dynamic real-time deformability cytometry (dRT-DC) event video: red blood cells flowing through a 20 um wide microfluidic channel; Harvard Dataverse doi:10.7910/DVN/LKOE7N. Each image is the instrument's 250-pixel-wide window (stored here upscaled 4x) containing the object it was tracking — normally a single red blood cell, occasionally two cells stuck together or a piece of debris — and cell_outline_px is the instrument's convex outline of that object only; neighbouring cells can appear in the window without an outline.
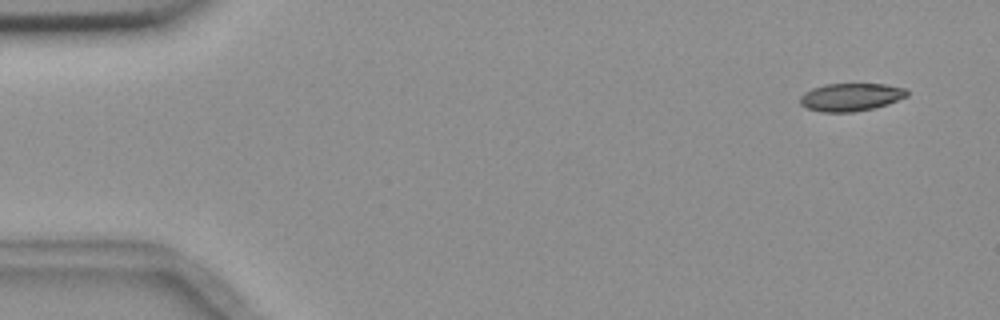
{"species": "common noctule bat (a hibernating species)", "species_latin": "Nyctalus noctula", "temperature_condition": "room temperature", "stored_images_in_passage": 5, "camera_frame_rate_fps": 3000, "um_per_image_px": 0.085, "animal": {"sex": "female", "body_mass_g": 18.4}, "frame": {"image": 1, "passage_image": 1, "time_ms": 0.0, "image_size_px": [1000, 320], "cell_outline_px": [[908, 96], [888, 104], [872, 108], [852, 112], [820, 112], [808, 108], [800, 104], [800, 96], [804, 92], [812, 88], [824, 84], [884, 84], [904, 88], [908, 92]], "centroid_in_image_um": [72.3, 8.25], "position_along_channel_um": 12.7, "area_um2": 17.34}}
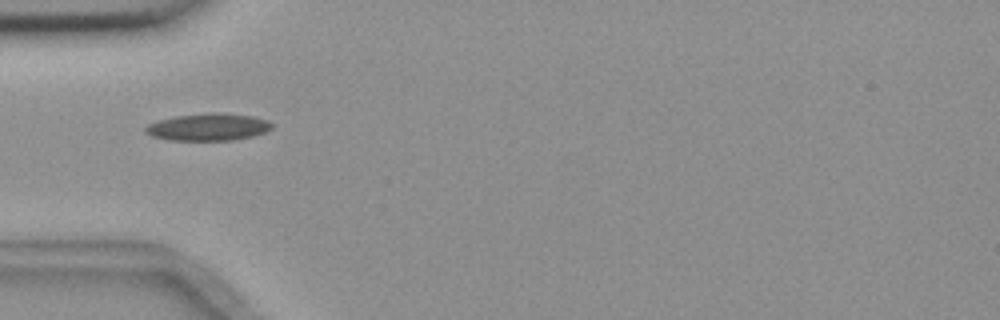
{"frame": {"image": 2, "passage_image": 5, "time_ms": 4.667, "image_size_px": [1000, 320], "cell_outline_px": [[272, 128], [264, 132], [252, 136], [232, 140], [168, 140], [152, 136], [144, 132], [144, 128], [148, 124], [160, 120], [176, 116], [212, 112], [216, 112], [252, 116], [268, 120], [272, 124]], "centroid_in_image_um": [17.68, 10.8], "position_along_channel_um": 67.3, "area_um2": 19.94}}